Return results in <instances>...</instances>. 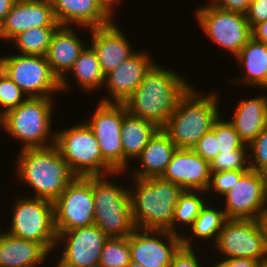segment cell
I'll use <instances>...</instances> for the list:
<instances>
[{
  "label": "cell",
  "instance_id": "obj_1",
  "mask_svg": "<svg viewBox=\"0 0 267 267\" xmlns=\"http://www.w3.org/2000/svg\"><path fill=\"white\" fill-rule=\"evenodd\" d=\"M182 74L155 63L139 87L123 103L127 112L162 128L178 101L192 87Z\"/></svg>",
  "mask_w": 267,
  "mask_h": 267
},
{
  "label": "cell",
  "instance_id": "obj_2",
  "mask_svg": "<svg viewBox=\"0 0 267 267\" xmlns=\"http://www.w3.org/2000/svg\"><path fill=\"white\" fill-rule=\"evenodd\" d=\"M16 164L17 181L21 180V184L23 182L33 192L35 191L30 197L51 202H54L66 186L77 177L55 145L20 149Z\"/></svg>",
  "mask_w": 267,
  "mask_h": 267
},
{
  "label": "cell",
  "instance_id": "obj_3",
  "mask_svg": "<svg viewBox=\"0 0 267 267\" xmlns=\"http://www.w3.org/2000/svg\"><path fill=\"white\" fill-rule=\"evenodd\" d=\"M192 87L178 101L162 129L177 148L192 149L220 117V92L203 93ZM203 95V96H202Z\"/></svg>",
  "mask_w": 267,
  "mask_h": 267
},
{
  "label": "cell",
  "instance_id": "obj_4",
  "mask_svg": "<svg viewBox=\"0 0 267 267\" xmlns=\"http://www.w3.org/2000/svg\"><path fill=\"white\" fill-rule=\"evenodd\" d=\"M132 180L135 185L128 190L135 227L170 232L175 206L184 190L161 177Z\"/></svg>",
  "mask_w": 267,
  "mask_h": 267
},
{
  "label": "cell",
  "instance_id": "obj_5",
  "mask_svg": "<svg viewBox=\"0 0 267 267\" xmlns=\"http://www.w3.org/2000/svg\"><path fill=\"white\" fill-rule=\"evenodd\" d=\"M53 97L27 98L0 118V128L21 142V150L44 148L55 144L52 129ZM54 131V132H53Z\"/></svg>",
  "mask_w": 267,
  "mask_h": 267
},
{
  "label": "cell",
  "instance_id": "obj_6",
  "mask_svg": "<svg viewBox=\"0 0 267 267\" xmlns=\"http://www.w3.org/2000/svg\"><path fill=\"white\" fill-rule=\"evenodd\" d=\"M116 172L104 176H92L94 196V224L108 237H128L136 229L132 218L130 193L118 181H111Z\"/></svg>",
  "mask_w": 267,
  "mask_h": 267
},
{
  "label": "cell",
  "instance_id": "obj_7",
  "mask_svg": "<svg viewBox=\"0 0 267 267\" xmlns=\"http://www.w3.org/2000/svg\"><path fill=\"white\" fill-rule=\"evenodd\" d=\"M59 130L55 131L54 145L76 176H104L117 172L102 157L98 141L85 120Z\"/></svg>",
  "mask_w": 267,
  "mask_h": 267
},
{
  "label": "cell",
  "instance_id": "obj_8",
  "mask_svg": "<svg viewBox=\"0 0 267 267\" xmlns=\"http://www.w3.org/2000/svg\"><path fill=\"white\" fill-rule=\"evenodd\" d=\"M13 202L9 234L41 244L50 254L56 249L57 232L53 202L25 195Z\"/></svg>",
  "mask_w": 267,
  "mask_h": 267
},
{
  "label": "cell",
  "instance_id": "obj_9",
  "mask_svg": "<svg viewBox=\"0 0 267 267\" xmlns=\"http://www.w3.org/2000/svg\"><path fill=\"white\" fill-rule=\"evenodd\" d=\"M197 24L208 39L235 58L252 38V28L244 14L216 8L208 2L196 8Z\"/></svg>",
  "mask_w": 267,
  "mask_h": 267
},
{
  "label": "cell",
  "instance_id": "obj_10",
  "mask_svg": "<svg viewBox=\"0 0 267 267\" xmlns=\"http://www.w3.org/2000/svg\"><path fill=\"white\" fill-rule=\"evenodd\" d=\"M5 73L27 98L52 97L60 93V81L52 73L45 56L2 55Z\"/></svg>",
  "mask_w": 267,
  "mask_h": 267
},
{
  "label": "cell",
  "instance_id": "obj_11",
  "mask_svg": "<svg viewBox=\"0 0 267 267\" xmlns=\"http://www.w3.org/2000/svg\"><path fill=\"white\" fill-rule=\"evenodd\" d=\"M57 233L94 224L92 176L74 178L53 202Z\"/></svg>",
  "mask_w": 267,
  "mask_h": 267
},
{
  "label": "cell",
  "instance_id": "obj_12",
  "mask_svg": "<svg viewBox=\"0 0 267 267\" xmlns=\"http://www.w3.org/2000/svg\"><path fill=\"white\" fill-rule=\"evenodd\" d=\"M213 244L221 258H250L267 264V249L258 220L227 219Z\"/></svg>",
  "mask_w": 267,
  "mask_h": 267
},
{
  "label": "cell",
  "instance_id": "obj_13",
  "mask_svg": "<svg viewBox=\"0 0 267 267\" xmlns=\"http://www.w3.org/2000/svg\"><path fill=\"white\" fill-rule=\"evenodd\" d=\"M127 112L123 103H98L85 122L98 141L102 157L117 171L123 172L121 125Z\"/></svg>",
  "mask_w": 267,
  "mask_h": 267
},
{
  "label": "cell",
  "instance_id": "obj_14",
  "mask_svg": "<svg viewBox=\"0 0 267 267\" xmlns=\"http://www.w3.org/2000/svg\"><path fill=\"white\" fill-rule=\"evenodd\" d=\"M107 239L108 237L95 224L57 233L56 248L59 249L62 243L64 248L58 255L60 259H56V265L58 267H98Z\"/></svg>",
  "mask_w": 267,
  "mask_h": 267
},
{
  "label": "cell",
  "instance_id": "obj_15",
  "mask_svg": "<svg viewBox=\"0 0 267 267\" xmlns=\"http://www.w3.org/2000/svg\"><path fill=\"white\" fill-rule=\"evenodd\" d=\"M223 198L227 219L257 220L267 206V175L249 169Z\"/></svg>",
  "mask_w": 267,
  "mask_h": 267
},
{
  "label": "cell",
  "instance_id": "obj_16",
  "mask_svg": "<svg viewBox=\"0 0 267 267\" xmlns=\"http://www.w3.org/2000/svg\"><path fill=\"white\" fill-rule=\"evenodd\" d=\"M182 246V236L167 230L136 228L129 235L131 261L145 267H168Z\"/></svg>",
  "mask_w": 267,
  "mask_h": 267
},
{
  "label": "cell",
  "instance_id": "obj_17",
  "mask_svg": "<svg viewBox=\"0 0 267 267\" xmlns=\"http://www.w3.org/2000/svg\"><path fill=\"white\" fill-rule=\"evenodd\" d=\"M155 63L156 61L151 59L146 50L136 51L105 76L103 89L106 88L108 96H103L99 101L124 103L139 87L146 73Z\"/></svg>",
  "mask_w": 267,
  "mask_h": 267
},
{
  "label": "cell",
  "instance_id": "obj_18",
  "mask_svg": "<svg viewBox=\"0 0 267 267\" xmlns=\"http://www.w3.org/2000/svg\"><path fill=\"white\" fill-rule=\"evenodd\" d=\"M210 164L192 149L178 148L161 178L184 191L206 192L210 184Z\"/></svg>",
  "mask_w": 267,
  "mask_h": 267
},
{
  "label": "cell",
  "instance_id": "obj_19",
  "mask_svg": "<svg viewBox=\"0 0 267 267\" xmlns=\"http://www.w3.org/2000/svg\"><path fill=\"white\" fill-rule=\"evenodd\" d=\"M7 43L21 32L36 27L60 26L51 0H16L2 22Z\"/></svg>",
  "mask_w": 267,
  "mask_h": 267
},
{
  "label": "cell",
  "instance_id": "obj_20",
  "mask_svg": "<svg viewBox=\"0 0 267 267\" xmlns=\"http://www.w3.org/2000/svg\"><path fill=\"white\" fill-rule=\"evenodd\" d=\"M91 35L90 46L95 51L102 73L106 76L109 72L127 60L134 51L129 38H126L115 21L110 24L89 28Z\"/></svg>",
  "mask_w": 267,
  "mask_h": 267
},
{
  "label": "cell",
  "instance_id": "obj_21",
  "mask_svg": "<svg viewBox=\"0 0 267 267\" xmlns=\"http://www.w3.org/2000/svg\"><path fill=\"white\" fill-rule=\"evenodd\" d=\"M75 28L73 26H59L51 38L45 55L52 73L59 81L68 73L87 46L75 32L77 26Z\"/></svg>",
  "mask_w": 267,
  "mask_h": 267
},
{
  "label": "cell",
  "instance_id": "obj_22",
  "mask_svg": "<svg viewBox=\"0 0 267 267\" xmlns=\"http://www.w3.org/2000/svg\"><path fill=\"white\" fill-rule=\"evenodd\" d=\"M177 149L168 134L159 128L136 158L140 166L129 170L131 176L138 179L161 177Z\"/></svg>",
  "mask_w": 267,
  "mask_h": 267
},
{
  "label": "cell",
  "instance_id": "obj_23",
  "mask_svg": "<svg viewBox=\"0 0 267 267\" xmlns=\"http://www.w3.org/2000/svg\"><path fill=\"white\" fill-rule=\"evenodd\" d=\"M54 16L60 26L97 28L112 20L100 9L95 0H51Z\"/></svg>",
  "mask_w": 267,
  "mask_h": 267
},
{
  "label": "cell",
  "instance_id": "obj_24",
  "mask_svg": "<svg viewBox=\"0 0 267 267\" xmlns=\"http://www.w3.org/2000/svg\"><path fill=\"white\" fill-rule=\"evenodd\" d=\"M264 94L238 101L233 118L228 119L245 145H249L267 126V93Z\"/></svg>",
  "mask_w": 267,
  "mask_h": 267
},
{
  "label": "cell",
  "instance_id": "obj_25",
  "mask_svg": "<svg viewBox=\"0 0 267 267\" xmlns=\"http://www.w3.org/2000/svg\"><path fill=\"white\" fill-rule=\"evenodd\" d=\"M48 254L39 243L15 237L6 231L0 234V267H40Z\"/></svg>",
  "mask_w": 267,
  "mask_h": 267
},
{
  "label": "cell",
  "instance_id": "obj_26",
  "mask_svg": "<svg viewBox=\"0 0 267 267\" xmlns=\"http://www.w3.org/2000/svg\"><path fill=\"white\" fill-rule=\"evenodd\" d=\"M244 73L233 78L241 86L264 88L267 84V45L253 37L242 47L235 57ZM245 75V76H244ZM243 84V85H242Z\"/></svg>",
  "mask_w": 267,
  "mask_h": 267
},
{
  "label": "cell",
  "instance_id": "obj_27",
  "mask_svg": "<svg viewBox=\"0 0 267 267\" xmlns=\"http://www.w3.org/2000/svg\"><path fill=\"white\" fill-rule=\"evenodd\" d=\"M158 129L159 127L149 120L134 116L129 112L124 114L121 125L123 172H128V168H131L128 167V161L136 160Z\"/></svg>",
  "mask_w": 267,
  "mask_h": 267
},
{
  "label": "cell",
  "instance_id": "obj_28",
  "mask_svg": "<svg viewBox=\"0 0 267 267\" xmlns=\"http://www.w3.org/2000/svg\"><path fill=\"white\" fill-rule=\"evenodd\" d=\"M70 73L73 75L77 86H79L83 92H96L97 90H101L104 86L105 76L101 71L97 55L90 45L84 48L72 68L60 80L61 92L72 90L70 82L67 81V76L71 75Z\"/></svg>",
  "mask_w": 267,
  "mask_h": 267
},
{
  "label": "cell",
  "instance_id": "obj_29",
  "mask_svg": "<svg viewBox=\"0 0 267 267\" xmlns=\"http://www.w3.org/2000/svg\"><path fill=\"white\" fill-rule=\"evenodd\" d=\"M209 202V203H208ZM205 206L201 209L200 214L194 220L193 225L187 230L190 231L189 237L183 233L182 246L193 247L191 244L194 238L201 240L216 242L220 231L223 228L227 218L221 205L217 208L212 207L210 199ZM210 205V206H209ZM191 236V237H190Z\"/></svg>",
  "mask_w": 267,
  "mask_h": 267
},
{
  "label": "cell",
  "instance_id": "obj_30",
  "mask_svg": "<svg viewBox=\"0 0 267 267\" xmlns=\"http://www.w3.org/2000/svg\"><path fill=\"white\" fill-rule=\"evenodd\" d=\"M58 27L45 26L29 29L16 35L10 43L13 44L12 48H17L18 54L45 56Z\"/></svg>",
  "mask_w": 267,
  "mask_h": 267
},
{
  "label": "cell",
  "instance_id": "obj_31",
  "mask_svg": "<svg viewBox=\"0 0 267 267\" xmlns=\"http://www.w3.org/2000/svg\"><path fill=\"white\" fill-rule=\"evenodd\" d=\"M205 193L206 192L204 191H184L180 195L178 203L175 206L174 219L172 221V225L170 226L171 233L182 236V232L180 231L179 233L178 227L184 225L182 226L183 228L187 226L189 229V227L193 225L194 220L207 203V199H205L206 197L203 198Z\"/></svg>",
  "mask_w": 267,
  "mask_h": 267
},
{
  "label": "cell",
  "instance_id": "obj_32",
  "mask_svg": "<svg viewBox=\"0 0 267 267\" xmlns=\"http://www.w3.org/2000/svg\"><path fill=\"white\" fill-rule=\"evenodd\" d=\"M130 261L129 236L113 237L105 242L98 267H126Z\"/></svg>",
  "mask_w": 267,
  "mask_h": 267
},
{
  "label": "cell",
  "instance_id": "obj_33",
  "mask_svg": "<svg viewBox=\"0 0 267 267\" xmlns=\"http://www.w3.org/2000/svg\"><path fill=\"white\" fill-rule=\"evenodd\" d=\"M249 169V148L245 144L236 151L219 153L210 163V173Z\"/></svg>",
  "mask_w": 267,
  "mask_h": 267
},
{
  "label": "cell",
  "instance_id": "obj_34",
  "mask_svg": "<svg viewBox=\"0 0 267 267\" xmlns=\"http://www.w3.org/2000/svg\"><path fill=\"white\" fill-rule=\"evenodd\" d=\"M220 117L214 122L212 129L215 132L219 153L233 152L240 149L244 143L229 120Z\"/></svg>",
  "mask_w": 267,
  "mask_h": 267
},
{
  "label": "cell",
  "instance_id": "obj_35",
  "mask_svg": "<svg viewBox=\"0 0 267 267\" xmlns=\"http://www.w3.org/2000/svg\"><path fill=\"white\" fill-rule=\"evenodd\" d=\"M26 99L27 96L5 73L0 79V117L18 107Z\"/></svg>",
  "mask_w": 267,
  "mask_h": 267
},
{
  "label": "cell",
  "instance_id": "obj_36",
  "mask_svg": "<svg viewBox=\"0 0 267 267\" xmlns=\"http://www.w3.org/2000/svg\"><path fill=\"white\" fill-rule=\"evenodd\" d=\"M250 169L267 175V126L248 145Z\"/></svg>",
  "mask_w": 267,
  "mask_h": 267
},
{
  "label": "cell",
  "instance_id": "obj_37",
  "mask_svg": "<svg viewBox=\"0 0 267 267\" xmlns=\"http://www.w3.org/2000/svg\"><path fill=\"white\" fill-rule=\"evenodd\" d=\"M245 172L246 171L234 170L211 173L210 184L206 194H210V192L212 193L214 190L216 194L224 197L233 188V185L238 183L240 177Z\"/></svg>",
  "mask_w": 267,
  "mask_h": 267
},
{
  "label": "cell",
  "instance_id": "obj_38",
  "mask_svg": "<svg viewBox=\"0 0 267 267\" xmlns=\"http://www.w3.org/2000/svg\"><path fill=\"white\" fill-rule=\"evenodd\" d=\"M216 135L213 129L209 130L192 148L209 164L219 154Z\"/></svg>",
  "mask_w": 267,
  "mask_h": 267
},
{
  "label": "cell",
  "instance_id": "obj_39",
  "mask_svg": "<svg viewBox=\"0 0 267 267\" xmlns=\"http://www.w3.org/2000/svg\"><path fill=\"white\" fill-rule=\"evenodd\" d=\"M193 247L181 246L174 254L171 264L168 267H201L202 257H198V252ZM200 259V260H199Z\"/></svg>",
  "mask_w": 267,
  "mask_h": 267
},
{
  "label": "cell",
  "instance_id": "obj_40",
  "mask_svg": "<svg viewBox=\"0 0 267 267\" xmlns=\"http://www.w3.org/2000/svg\"><path fill=\"white\" fill-rule=\"evenodd\" d=\"M247 21L251 28L267 20V0H253L249 3L246 13Z\"/></svg>",
  "mask_w": 267,
  "mask_h": 267
},
{
  "label": "cell",
  "instance_id": "obj_41",
  "mask_svg": "<svg viewBox=\"0 0 267 267\" xmlns=\"http://www.w3.org/2000/svg\"><path fill=\"white\" fill-rule=\"evenodd\" d=\"M210 4L225 11H231L246 15L249 8V0H210Z\"/></svg>",
  "mask_w": 267,
  "mask_h": 267
},
{
  "label": "cell",
  "instance_id": "obj_42",
  "mask_svg": "<svg viewBox=\"0 0 267 267\" xmlns=\"http://www.w3.org/2000/svg\"><path fill=\"white\" fill-rule=\"evenodd\" d=\"M259 261L250 258H222L213 267H260Z\"/></svg>",
  "mask_w": 267,
  "mask_h": 267
},
{
  "label": "cell",
  "instance_id": "obj_43",
  "mask_svg": "<svg viewBox=\"0 0 267 267\" xmlns=\"http://www.w3.org/2000/svg\"><path fill=\"white\" fill-rule=\"evenodd\" d=\"M100 9L113 21L115 17V5L122 3V0H95Z\"/></svg>",
  "mask_w": 267,
  "mask_h": 267
},
{
  "label": "cell",
  "instance_id": "obj_44",
  "mask_svg": "<svg viewBox=\"0 0 267 267\" xmlns=\"http://www.w3.org/2000/svg\"><path fill=\"white\" fill-rule=\"evenodd\" d=\"M252 37L267 45V20L261 23L256 24L252 28Z\"/></svg>",
  "mask_w": 267,
  "mask_h": 267
},
{
  "label": "cell",
  "instance_id": "obj_45",
  "mask_svg": "<svg viewBox=\"0 0 267 267\" xmlns=\"http://www.w3.org/2000/svg\"><path fill=\"white\" fill-rule=\"evenodd\" d=\"M258 222L261 227L263 238H264V246L267 249V206L265 209L261 212V214L258 217Z\"/></svg>",
  "mask_w": 267,
  "mask_h": 267
},
{
  "label": "cell",
  "instance_id": "obj_46",
  "mask_svg": "<svg viewBox=\"0 0 267 267\" xmlns=\"http://www.w3.org/2000/svg\"><path fill=\"white\" fill-rule=\"evenodd\" d=\"M16 0H0V22L2 23L5 16L11 10L12 5Z\"/></svg>",
  "mask_w": 267,
  "mask_h": 267
},
{
  "label": "cell",
  "instance_id": "obj_47",
  "mask_svg": "<svg viewBox=\"0 0 267 267\" xmlns=\"http://www.w3.org/2000/svg\"><path fill=\"white\" fill-rule=\"evenodd\" d=\"M5 74V67H4V63L2 60V55L0 56V79L2 78V76Z\"/></svg>",
  "mask_w": 267,
  "mask_h": 267
},
{
  "label": "cell",
  "instance_id": "obj_48",
  "mask_svg": "<svg viewBox=\"0 0 267 267\" xmlns=\"http://www.w3.org/2000/svg\"><path fill=\"white\" fill-rule=\"evenodd\" d=\"M5 40V42H7L6 41V38H5V36H4V33H3V26H2V23L0 22V42L2 41H4Z\"/></svg>",
  "mask_w": 267,
  "mask_h": 267
},
{
  "label": "cell",
  "instance_id": "obj_49",
  "mask_svg": "<svg viewBox=\"0 0 267 267\" xmlns=\"http://www.w3.org/2000/svg\"><path fill=\"white\" fill-rule=\"evenodd\" d=\"M126 267H145L139 263H135L133 261H130V263Z\"/></svg>",
  "mask_w": 267,
  "mask_h": 267
},
{
  "label": "cell",
  "instance_id": "obj_50",
  "mask_svg": "<svg viewBox=\"0 0 267 267\" xmlns=\"http://www.w3.org/2000/svg\"><path fill=\"white\" fill-rule=\"evenodd\" d=\"M263 89H264V90H263L264 92H265V90L267 91V84H266V86H265Z\"/></svg>",
  "mask_w": 267,
  "mask_h": 267
},
{
  "label": "cell",
  "instance_id": "obj_51",
  "mask_svg": "<svg viewBox=\"0 0 267 267\" xmlns=\"http://www.w3.org/2000/svg\"><path fill=\"white\" fill-rule=\"evenodd\" d=\"M260 267H267V264L261 265Z\"/></svg>",
  "mask_w": 267,
  "mask_h": 267
}]
</instances>
